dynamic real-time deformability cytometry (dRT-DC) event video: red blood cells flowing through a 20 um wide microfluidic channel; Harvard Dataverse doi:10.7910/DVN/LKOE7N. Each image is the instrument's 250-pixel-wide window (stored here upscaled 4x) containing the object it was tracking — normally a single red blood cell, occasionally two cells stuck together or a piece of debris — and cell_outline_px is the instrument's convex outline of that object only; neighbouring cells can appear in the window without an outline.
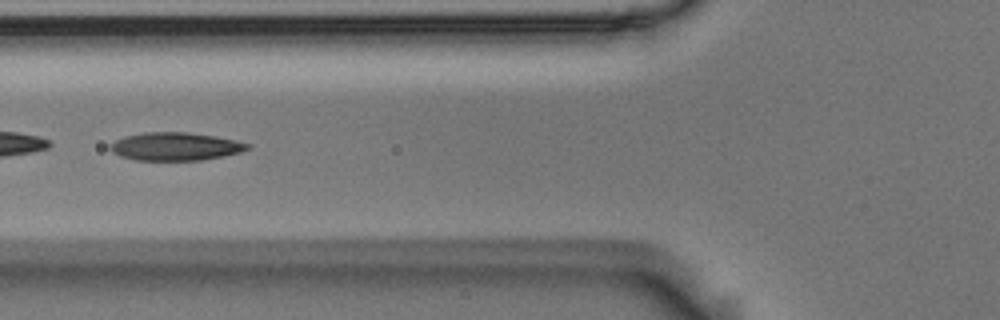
{"species": "Egyptian fruit bat (a non-hibernating species)", "species_latin": "Rousettus aegyptiacus", "temperature_condition": "room temperature", "stored_images_in_passage": 11, "camera_frame_rate_fps": 3000, "um_per_image_px": 0.085, "animal": {"sex": "male"}, "frame": {"image": 1, "passage_image": 5, "time_ms": 1.333, "image_size_px": [1000, 320], "cell_outline_px": [[252, 144], [248, 148], [240, 152], [224, 156], [200, 160], [136, 160], [120, 156], [112, 152], [108, 148], [108, 144], [124, 136], [144, 132], [188, 132], [216, 136]], "centroid_in_image_um": [14.87, 12.44], "position_along_channel_um": 110.9, "area_um2": 22.54}}
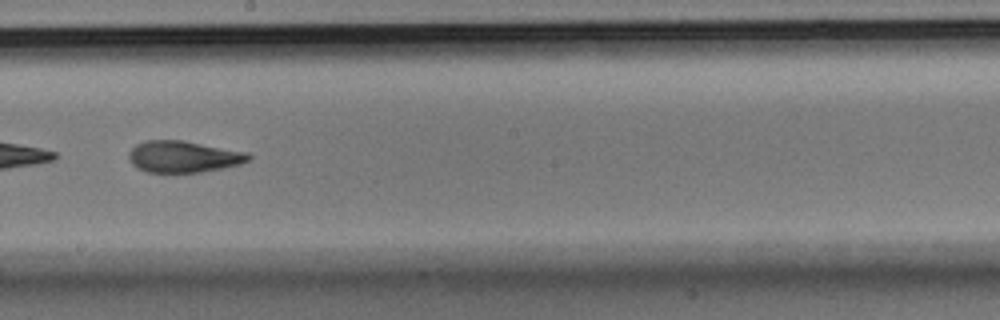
{"frame": {"image": 2, "passage_image": 8, "time_ms": 2.333, "image_size_px": [1000, 320], "cell_outline_px": [[252, 156], [248, 160], [240, 164], [224, 168], [200, 172], [148, 172], [136, 168], [132, 164], [128, 156], [128, 152], [136, 144], [148, 140], [184, 140], [248, 152]], "centroid_in_image_um": [15.59, 13.31], "position_along_channel_um": 232.6, "area_um2": 22.14}}
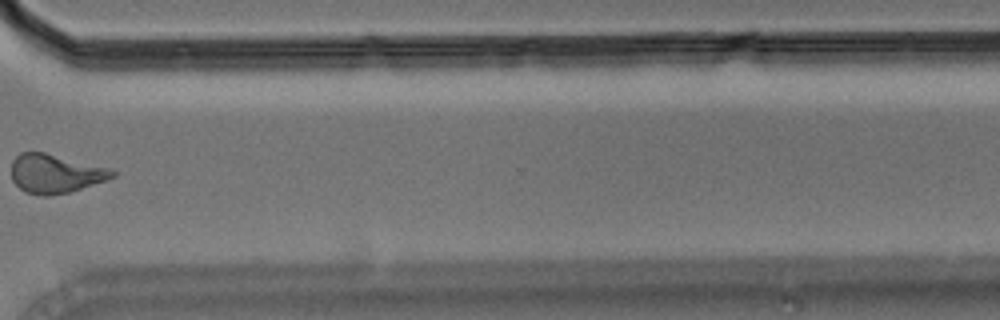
{"frame": {"image": 3, "passage_image": 11, "time_ms": 3.333, "image_size_px": [1000, 320], "cell_outline_px": [[116, 176], [108, 180], [68, 192], [48, 196], [40, 196], [24, 192], [12, 180], [12, 160], [20, 152], [44, 152], [108, 168], [116, 172]], "centroid_in_image_um": [4.68, 14.77], "position_along_channel_um": 365.9, "area_um2": 22.77}}